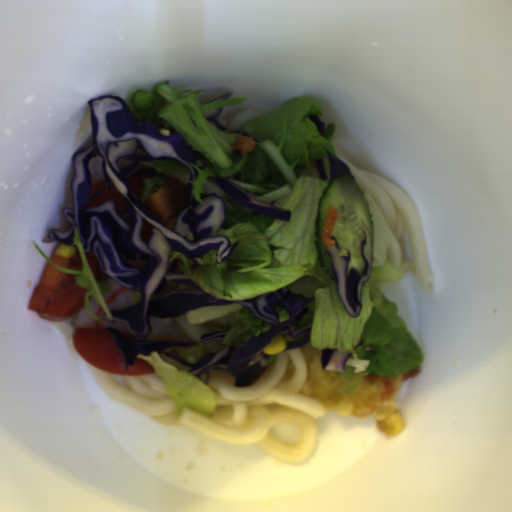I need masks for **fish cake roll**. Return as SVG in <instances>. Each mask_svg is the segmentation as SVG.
I'll return each mask as SVG.
<instances>
[{
  "label": "fish cake roll",
  "mask_w": 512,
  "mask_h": 512,
  "mask_svg": "<svg viewBox=\"0 0 512 512\" xmlns=\"http://www.w3.org/2000/svg\"><path fill=\"white\" fill-rule=\"evenodd\" d=\"M88 301H89L91 313L96 315L102 322H98L89 313V311L84 303V307L78 313H76L75 317H74L73 324L76 329L79 327H102L104 329L113 328L115 330L120 331L124 335V337L127 338L128 340L132 339L130 330L126 327V325H124L123 323H119V322L106 321L104 319V314H106V313L103 310L102 306L100 305L99 301L95 297H93V296L88 297Z\"/></svg>",
  "instance_id": "fish-cake-roll-1"
},
{
  "label": "fish cake roll",
  "mask_w": 512,
  "mask_h": 512,
  "mask_svg": "<svg viewBox=\"0 0 512 512\" xmlns=\"http://www.w3.org/2000/svg\"><path fill=\"white\" fill-rule=\"evenodd\" d=\"M102 284L110 288V292L106 293L104 297L110 313L121 311L139 303L141 294L130 290L123 284L112 279H103Z\"/></svg>",
  "instance_id": "fish-cake-roll-2"
},
{
  "label": "fish cake roll",
  "mask_w": 512,
  "mask_h": 512,
  "mask_svg": "<svg viewBox=\"0 0 512 512\" xmlns=\"http://www.w3.org/2000/svg\"><path fill=\"white\" fill-rule=\"evenodd\" d=\"M170 320L171 318H152L150 321L152 330L148 335L150 336L166 328Z\"/></svg>",
  "instance_id": "fish-cake-roll-3"
}]
</instances>
